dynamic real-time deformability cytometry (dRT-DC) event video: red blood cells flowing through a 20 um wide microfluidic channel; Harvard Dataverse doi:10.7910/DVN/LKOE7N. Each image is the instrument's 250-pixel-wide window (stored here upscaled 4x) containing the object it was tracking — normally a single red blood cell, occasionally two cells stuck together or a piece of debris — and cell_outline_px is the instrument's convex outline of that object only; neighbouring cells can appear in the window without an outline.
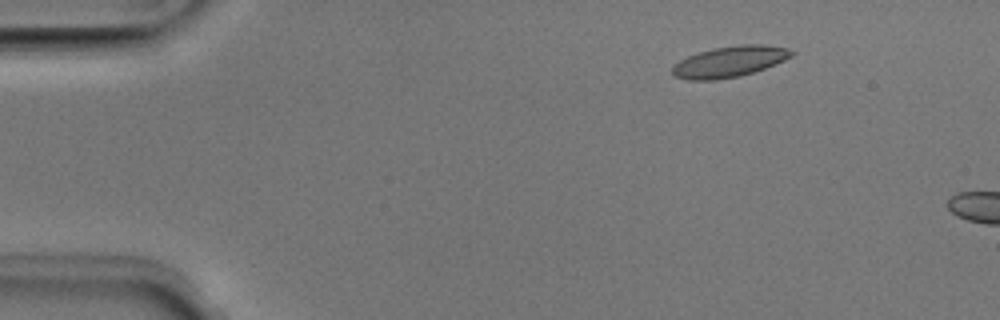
{"species": "Egyptian fruit bat (a non-hibernating species)", "species_latin": "Rousettus aegyptiacus", "temperature_condition": "room temperature", "stored_images_in_passage": 4, "camera_frame_rate_fps": 3000, "um_per_image_px": 0.085, "animal": {"sex": "male"}, "frame": {"image": 1, "passage_image": 1, "time_ms": 0.0, "image_size_px": [1000, 320], "cell_outline_px": [[784, 56], [760, 68], [728, 76], [688, 76], [728, 48], [772, 48]], "centroid_in_image_um": [62.71, 5.24], "position_along_channel_um": 22.3, "area_um2": 11.68}}